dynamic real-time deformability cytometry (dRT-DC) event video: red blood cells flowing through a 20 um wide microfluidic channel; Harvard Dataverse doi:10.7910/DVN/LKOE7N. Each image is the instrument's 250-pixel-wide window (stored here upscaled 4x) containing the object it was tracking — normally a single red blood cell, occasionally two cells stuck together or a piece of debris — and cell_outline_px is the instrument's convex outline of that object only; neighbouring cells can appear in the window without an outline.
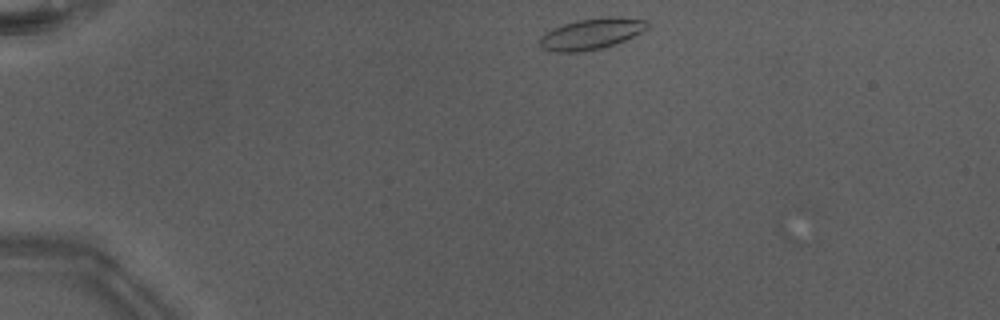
{"species": "Egyptian fruit bat (a non-hibernating species)", "species_latin": "Rousettus aegyptiacus", "temperature_condition": "warm", "stored_images_in_passage": 4, "camera_frame_rate_fps": 3000, "um_per_image_px": 0.085, "animal": {"sex": "male"}, "frame": {"image": 1, "passage_image": 1, "time_ms": 0.0, "image_size_px": [1000, 320], "cell_outline_px": [[648, 28], [624, 40], [600, 48], [580, 52], [556, 52], [540, 48], [540, 36], [544, 32], [552, 28], [564, 24], [580, 20], [608, 16], [616, 16], [648, 20]], "centroid_in_image_um": [50.24, 2.87], "position_along_channel_um": 34.8, "area_um2": 19.31}}